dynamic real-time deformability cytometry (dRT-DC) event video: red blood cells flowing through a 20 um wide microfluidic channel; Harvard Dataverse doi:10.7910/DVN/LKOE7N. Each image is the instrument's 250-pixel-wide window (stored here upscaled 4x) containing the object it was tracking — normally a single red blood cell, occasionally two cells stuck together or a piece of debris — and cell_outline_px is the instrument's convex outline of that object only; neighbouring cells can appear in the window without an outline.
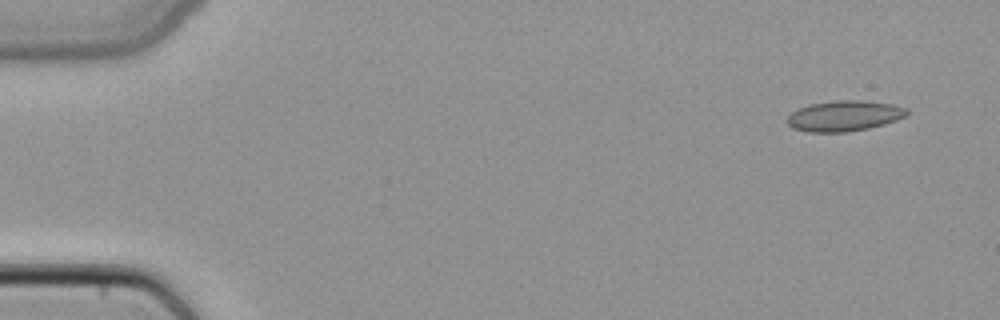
{"species": "common noctule bat (a hibernating species)", "species_latin": "Nyctalus noctula", "temperature_condition": "cold", "stored_images_in_passage": 5, "camera_frame_rate_fps": 3000, "um_per_image_px": 0.085, "animal": {"sex": "female", "body_mass_g": 22.7, "forearm_length_mm": 54.2}, "frame": {"image": 1, "passage_image": 1, "time_ms": 0.0, "image_size_px": [1000, 320], "cell_outline_px": [[908, 116], [884, 124], [868, 128], [848, 132], [808, 132], [792, 128], [784, 120], [792, 112], [808, 104], [832, 100], [864, 100], [892, 104], [908, 108]], "centroid_in_image_um": [71.76, 9.84], "position_along_channel_um": 13.2, "area_um2": 21.62}}